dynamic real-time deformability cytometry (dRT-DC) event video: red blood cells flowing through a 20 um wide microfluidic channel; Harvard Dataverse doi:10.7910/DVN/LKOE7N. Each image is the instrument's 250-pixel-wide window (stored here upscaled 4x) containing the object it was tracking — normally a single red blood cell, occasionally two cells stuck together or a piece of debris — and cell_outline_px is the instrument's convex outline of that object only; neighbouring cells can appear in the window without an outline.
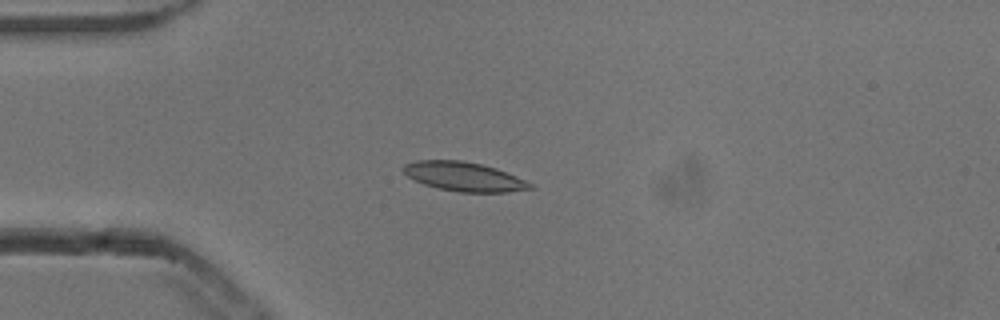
{"species": "common noctule bat (a hibernating species)", "species_latin": "Nyctalus noctula", "temperature_condition": "cold", "stored_images_in_passage": 4, "camera_frame_rate_fps": 3000, "um_per_image_px": 0.085, "animal": {"sex": "male", "body_mass_g": 13.3}, "frame": {"image": 1, "passage_image": 1, "time_ms": 0.0, "image_size_px": [1000, 320], "cell_outline_px": [[536, 188], [508, 192], [460, 192], [440, 188], [424, 184], [408, 176], [400, 168], [404, 164], [416, 160], [460, 160], [480, 164], [496, 168], [524, 180], [532, 184]], "centroid_in_image_um": [39.42, 15.01], "position_along_channel_um": 45.6, "area_um2": 21.33}}